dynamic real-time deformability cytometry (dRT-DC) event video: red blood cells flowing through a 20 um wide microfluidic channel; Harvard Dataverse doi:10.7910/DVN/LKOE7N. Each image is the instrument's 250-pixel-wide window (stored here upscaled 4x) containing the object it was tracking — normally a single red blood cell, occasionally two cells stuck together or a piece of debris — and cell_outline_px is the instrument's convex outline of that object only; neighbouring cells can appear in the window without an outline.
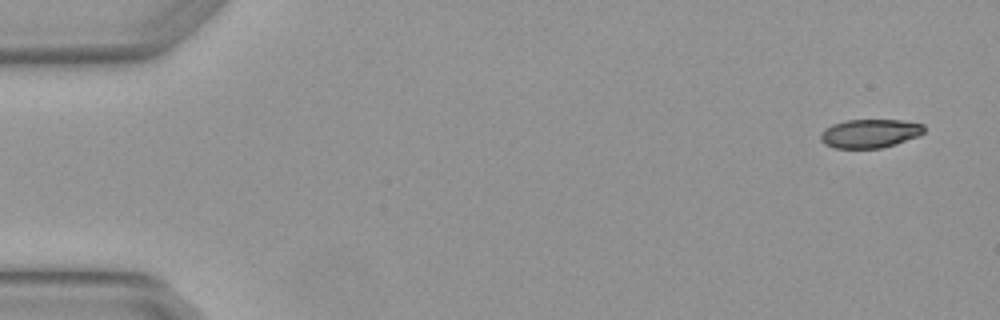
{"species": "Egyptian fruit bat (a non-hibernating species)", "species_latin": "Rousettus aegyptiacus", "temperature_condition": "warm", "stored_images_in_passage": 5, "camera_frame_rate_fps": 3000, "um_per_image_px": 0.085, "animal": {"sex": "female"}, "frame": {"image": 1, "passage_image": 1, "time_ms": 0.0, "image_size_px": [1000, 320], "cell_outline_px": [[924, 132], [920, 136], [896, 144], [880, 148], [836, 148], [824, 144], [820, 140], [820, 136], [832, 124], [848, 120], [904, 120], [924, 124]], "centroid_in_image_um": [74.0, 11.34], "position_along_channel_um": 11.0, "area_um2": 17.28}}
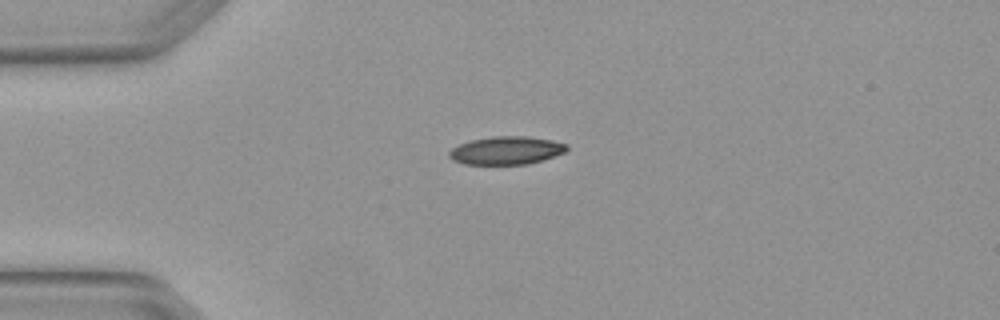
{"frame": {"image": 2, "passage_image": 4, "time_ms": 1.0, "image_size_px": [1000, 320], "cell_outline_px": [[568, 148], [564, 152], [528, 164], [464, 164], [452, 160], [448, 156], [448, 152], [452, 148], [460, 144], [472, 140], [492, 136], [524, 136], [552, 140], [568, 144]], "centroid_in_image_um": [43.0, 12.78], "position_along_channel_um": 42.0, "area_um2": 19.07}}